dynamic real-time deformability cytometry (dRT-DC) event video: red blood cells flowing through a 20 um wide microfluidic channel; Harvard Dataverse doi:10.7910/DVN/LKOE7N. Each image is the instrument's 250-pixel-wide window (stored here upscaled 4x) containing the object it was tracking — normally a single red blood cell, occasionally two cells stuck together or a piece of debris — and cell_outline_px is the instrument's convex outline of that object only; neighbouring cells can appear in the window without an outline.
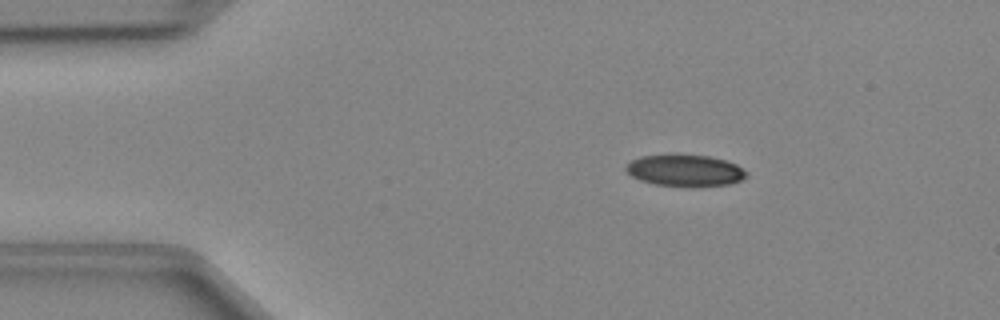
{"species": "Egyptian fruit bat (a non-hibernating species)", "species_latin": "Rousettus aegyptiacus", "temperature_condition": "cold", "stored_images_in_passage": 41, "camera_frame_rate_fps": 3000, "um_per_image_px": 0.085, "animal": {"sex": "female"}, "frame": {"image": 1, "passage_image": 1, "time_ms": 0.0, "image_size_px": [1000, 320], "cell_outline_px": [[748, 176], [740, 180], [728, 184], [656, 184], [640, 180], [632, 176], [624, 168], [632, 160], [640, 156], [676, 152], [708, 156], [724, 160], [736, 164], [748, 172]], "centroid_in_image_um": [58.2, 14.41], "position_along_channel_um": 26.8, "area_um2": 21.91}}
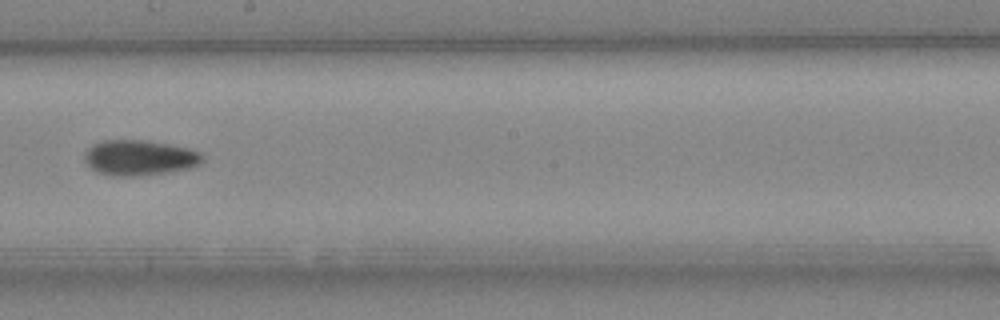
{"frame": {"image": 2, "passage_image": 20, "time_ms": 6.333, "image_size_px": [1000, 320], "cell_outline_px": [[204, 160], [200, 164], [188, 168], [168, 172], [140, 176], [112, 176], [96, 172], [84, 160], [84, 152], [92, 144], [104, 140], [144, 140], [168, 144], [188, 148], [200, 152], [204, 156]], "centroid_in_image_um": [11.84, 13.41], "position_along_channel_um": 236.4, "area_um2": 24.45}}
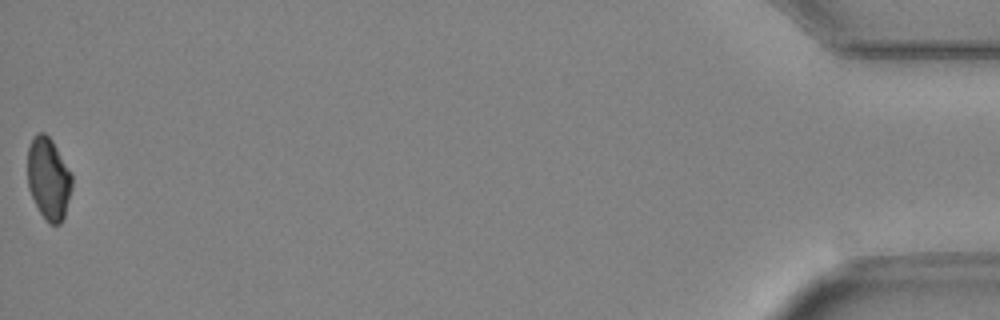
{"frame": {"image": 3, "passage_image": 41, "time_ms": 13.333, "image_size_px": [1000, 320], "cell_outline_px": [[72, 188], [64, 216], [60, 224], [52, 224], [40, 212], [28, 188], [28, 148], [32, 136], [36, 132], [44, 132], [52, 140], [72, 176]], "centroid_in_image_um": [4.11, 15.14], "position_along_channel_um": 431.1, "area_um2": 20.92}}